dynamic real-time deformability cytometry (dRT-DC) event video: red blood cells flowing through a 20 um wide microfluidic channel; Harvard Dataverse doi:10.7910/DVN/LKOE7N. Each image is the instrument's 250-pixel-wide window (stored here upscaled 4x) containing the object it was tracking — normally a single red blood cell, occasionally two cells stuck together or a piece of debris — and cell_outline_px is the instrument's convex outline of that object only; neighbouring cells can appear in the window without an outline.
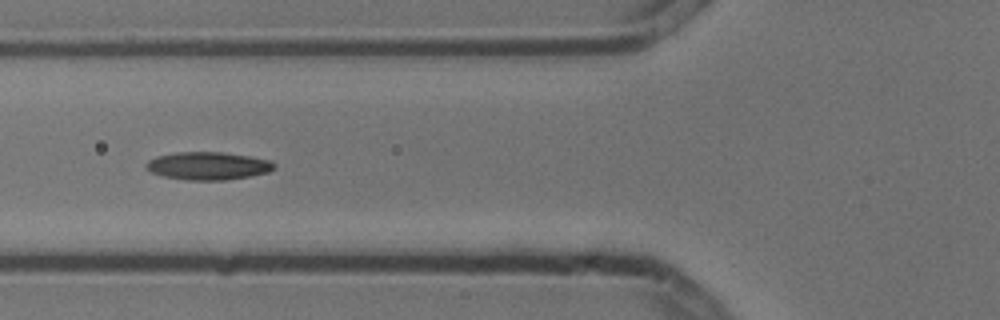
{"species": "common noctule bat (a hibernating species)", "species_latin": "Nyctalus noctula", "temperature_condition": "cold", "stored_images_in_passage": 6, "camera_frame_rate_fps": 3000, "um_per_image_px": 0.085, "animal": {"sex": "male", "body_mass_g": 13.3}, "frame": {"image": 1, "passage_image": 4, "time_ms": 1.0, "image_size_px": [1000, 320], "cell_outline_px": [[276, 168], [268, 172], [248, 176], [224, 180], [188, 180], [164, 176], [152, 172], [144, 168], [144, 164], [148, 160], [156, 156], [176, 152], [220, 152], [248, 156], [272, 160], [276, 164]], "centroid_in_image_um": [17.67, 14.09], "position_along_channel_um": 108.1, "area_um2": 20.81}}
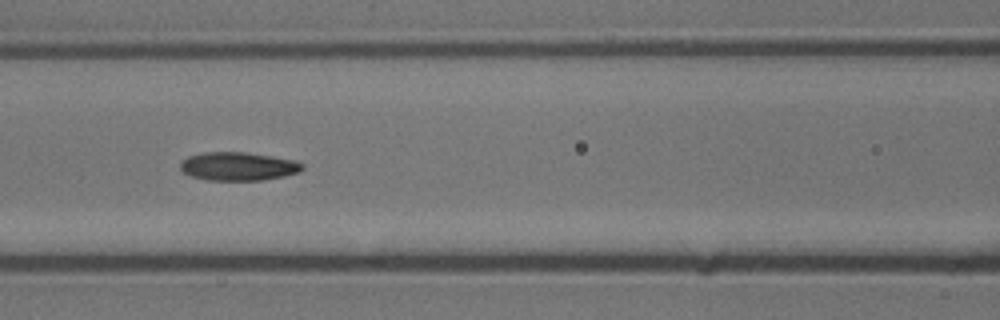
{"frame": {"image": 2, "passage_image": 5, "time_ms": 1.333, "image_size_px": [1000, 320], "cell_outline_px": [[304, 168], [300, 172], [284, 176], [264, 180], [208, 180], [192, 176], [184, 172], [180, 168], [180, 164], [188, 156], [204, 152], [244, 152], [296, 160], [304, 164]], "centroid_in_image_um": [20.29, 14.14], "position_along_channel_um": 146.3, "area_um2": 20.17}}
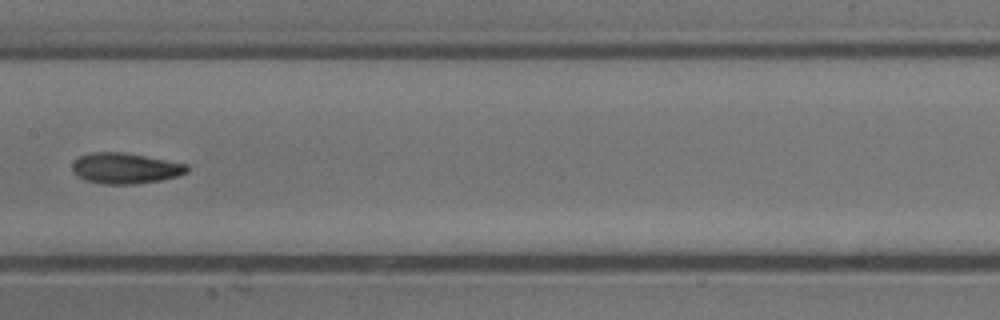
{"frame": {"image": 3, "passage_image": 6, "time_ms": 1.667, "image_size_px": [1000, 320], "cell_outline_px": [[188, 172], [176, 176], [160, 180], [136, 184], [104, 184], [84, 180], [72, 172], [72, 164], [80, 156], [88, 152], [124, 152], [188, 164]], "centroid_in_image_um": [10.62, 14.3], "position_along_channel_um": 196.8, "area_um2": 20.58}}